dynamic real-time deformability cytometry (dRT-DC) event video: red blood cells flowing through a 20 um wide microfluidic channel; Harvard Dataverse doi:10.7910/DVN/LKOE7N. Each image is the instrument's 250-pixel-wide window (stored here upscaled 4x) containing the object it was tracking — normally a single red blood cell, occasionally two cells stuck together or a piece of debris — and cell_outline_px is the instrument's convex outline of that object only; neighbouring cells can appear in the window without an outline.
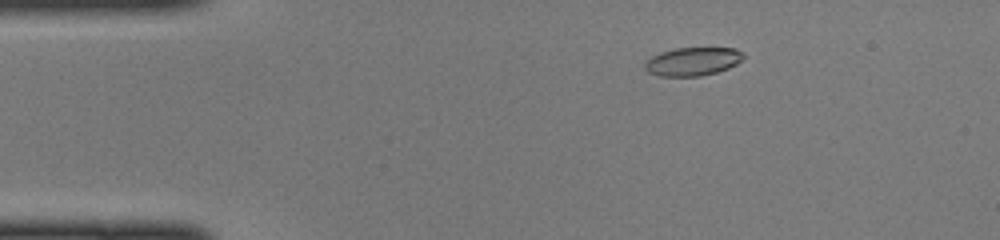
{"species": "common noctule bat (a hibernating species)", "species_latin": "Nyctalus noctula", "temperature_condition": "cold", "stored_images_in_passage": 41, "camera_frame_rate_fps": 3000, "um_per_image_px": 0.085, "animal": {"sex": "female", "body_mass_g": 22.0, "forearm_length_mm": 56.7}, "frame": {"image": 1, "passage_image": 2, "time_ms": 0.333, "image_size_px": [1000, 240], "cell_outline_px": [[744, 56], [736, 64], [728, 68], [716, 72], [700, 76], [660, 76], [648, 72], [644, 68], [644, 64], [652, 56], [660, 52], [676, 48], [736, 48], [744, 52]], "centroid_in_image_um": [58.88, 5.22], "position_along_channel_um": 26.1, "area_um2": 16.24}}
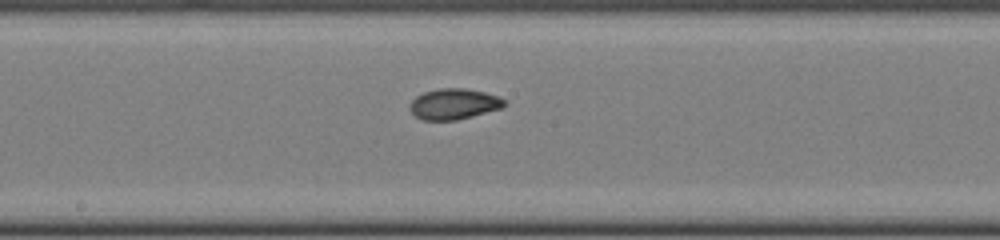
{"frame": {"image": 2, "passage_image": 19, "time_ms": 6.0, "image_size_px": [1000, 240], "cell_outline_px": [[508, 104], [504, 108], [456, 120], [420, 120], [408, 108], [408, 104], [416, 96], [424, 92], [440, 88], [464, 88], [484, 92], [500, 96]], "centroid_in_image_um": [38.59, 8.84], "position_along_channel_um": 209.6, "area_um2": 17.17}}
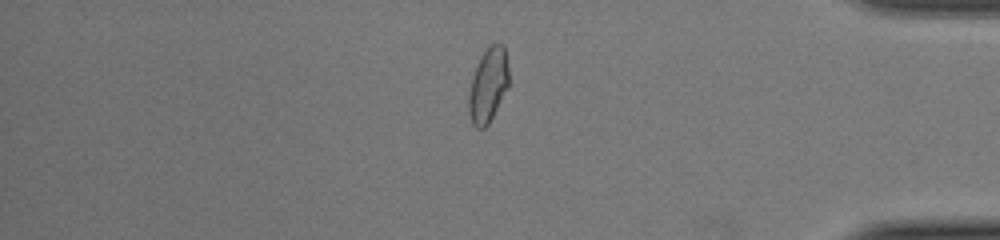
{"frame": {"image": 3, "passage_image": 34, "time_ms": 11.0, "image_size_px": [1000, 240], "cell_outline_px": [[508, 88], [488, 124], [484, 128], [476, 128], [472, 124], [468, 112], [468, 96], [472, 76], [484, 52], [496, 40], [504, 44], [508, 68]], "centroid_in_image_um": [41.49, 7.24], "position_along_channel_um": 393.7, "area_um2": 17.34}}